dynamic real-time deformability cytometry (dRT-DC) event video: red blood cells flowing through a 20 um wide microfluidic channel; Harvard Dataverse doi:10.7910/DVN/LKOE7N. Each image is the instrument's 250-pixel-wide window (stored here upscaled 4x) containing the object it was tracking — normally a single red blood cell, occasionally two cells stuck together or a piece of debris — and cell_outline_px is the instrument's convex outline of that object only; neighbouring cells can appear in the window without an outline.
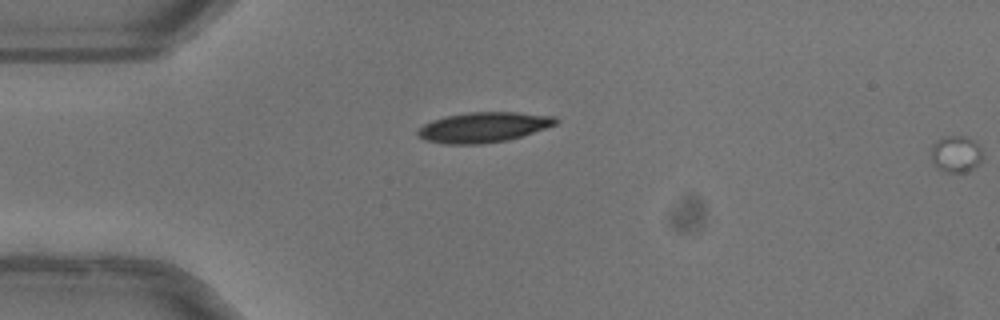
{"species": "common noctule bat (a hibernating species)", "species_latin": "Nyctalus noctula", "temperature_condition": "warm", "stored_images_in_passage": 13, "segment_of_instrument_passage": [2, 2], "camera_frame_rate_fps": 3000, "um_per_image_px": 0.085, "animal": {"sex": "female"}, "frame": {"image": 1, "passage_image": 13, "time_ms": 4.0, "image_size_px": [1000, 320], "cell_outline_px": [[980, 160], [972, 168], [964, 172], [944, 172], [936, 168], [932, 160], [932, 144], [936, 140], [944, 136], [968, 136], [980, 148]], "centroid_in_image_um": [81.19, 13.08], "position_along_channel_um": 3.8, "area_um2": 10.75}}